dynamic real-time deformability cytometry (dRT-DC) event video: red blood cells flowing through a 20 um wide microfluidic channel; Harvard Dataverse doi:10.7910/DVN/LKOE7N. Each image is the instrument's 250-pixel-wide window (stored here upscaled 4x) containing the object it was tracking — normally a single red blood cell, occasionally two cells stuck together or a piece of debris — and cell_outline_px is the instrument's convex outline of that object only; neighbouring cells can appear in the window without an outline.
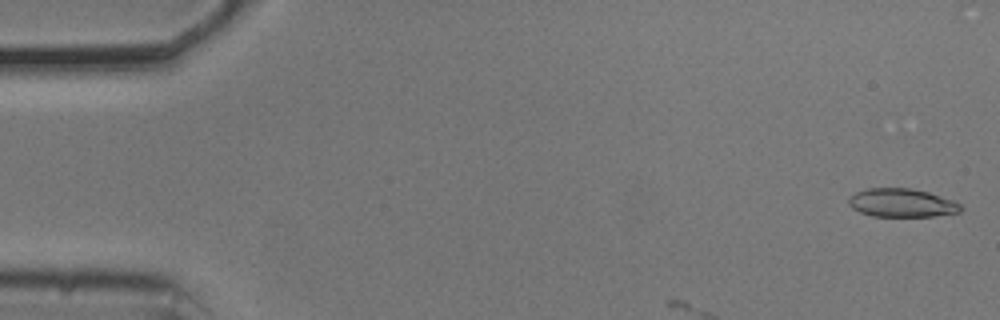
{"species": "common noctule bat (a hibernating species)", "species_latin": "Nyctalus noctula", "temperature_condition": "cold", "stored_images_in_passage": 14, "camera_frame_rate_fps": 3000, "um_per_image_px": 0.085, "animal": {"sex": "male", "body_mass_g": 20.5, "forearm_length_mm": 52.5}, "frame": {"image": 1, "passage_image": 1, "time_ms": 0.0, "image_size_px": [1000, 320], "cell_outline_px": [[964, 208], [960, 212], [932, 216], [872, 216], [860, 212], [852, 208], [848, 204], [848, 196], [856, 192], [868, 188], [912, 188], [928, 192], [952, 200], [960, 204]], "centroid_in_image_um": [76.63, 17.24], "position_along_channel_um": 8.4, "area_um2": 18.61}}